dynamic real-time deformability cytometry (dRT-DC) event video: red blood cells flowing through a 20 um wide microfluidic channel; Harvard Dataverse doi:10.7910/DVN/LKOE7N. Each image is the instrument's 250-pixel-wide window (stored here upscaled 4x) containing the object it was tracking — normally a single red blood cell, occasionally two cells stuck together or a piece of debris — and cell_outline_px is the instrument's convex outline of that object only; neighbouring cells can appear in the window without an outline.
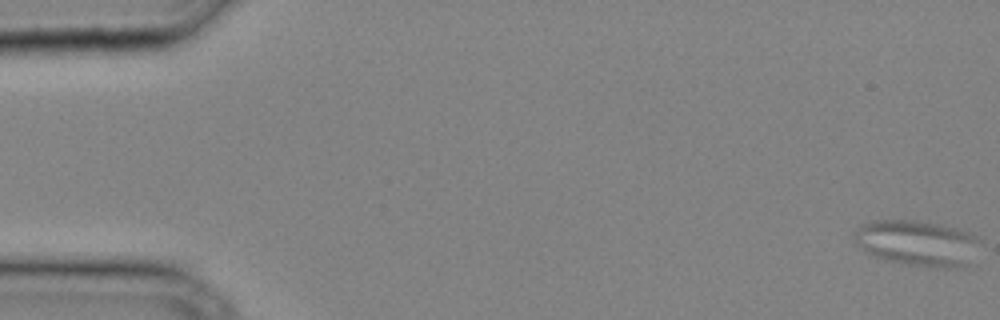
{"species": "common noctule bat (a hibernating species)", "species_latin": "Nyctalus noctula", "temperature_condition": "cold", "stored_images_in_passage": 37, "camera_frame_rate_fps": 3000, "um_per_image_px": 0.085, "animal": {"sex": "male", "body_mass_g": 20.4}, "frame": {"image": 1, "passage_image": 1, "time_ms": 0.0, "image_size_px": [1000, 320], "cell_outline_px": [[980, 240], [968, 264], [964, 268], [936, 268], [908, 264], [888, 260], [872, 256], [856, 244], [852, 232], [860, 224], [872, 220], [916, 220], [956, 228], [972, 232]], "centroid_in_image_um": [77.94, 20.65], "position_along_channel_um": 7.1, "area_um2": 33.7}}
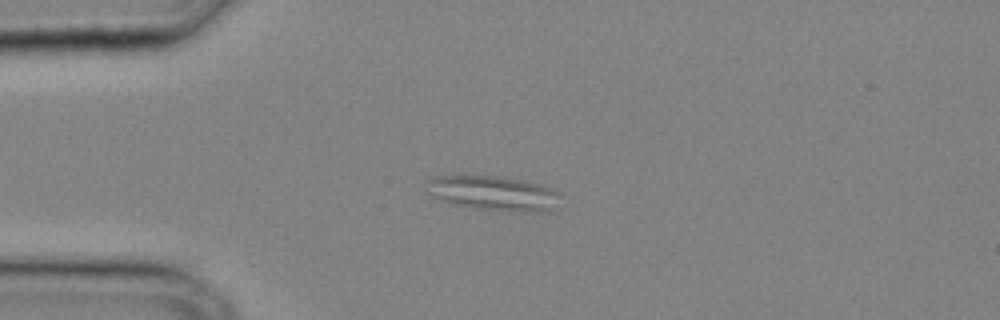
{"frame": {"image": 2, "passage_image": 10, "time_ms": 3.0, "image_size_px": [1000, 320], "cell_outline_px": [[560, 196], [552, 208], [548, 212], [520, 212], [480, 208], [452, 204], [440, 200], [428, 192], [424, 184], [428, 180], [436, 176], [500, 176], [524, 180], [556, 188], [560, 192]], "centroid_in_image_um": [41.97, 16.41], "position_along_channel_um": 43.0, "area_um2": 27.11}}
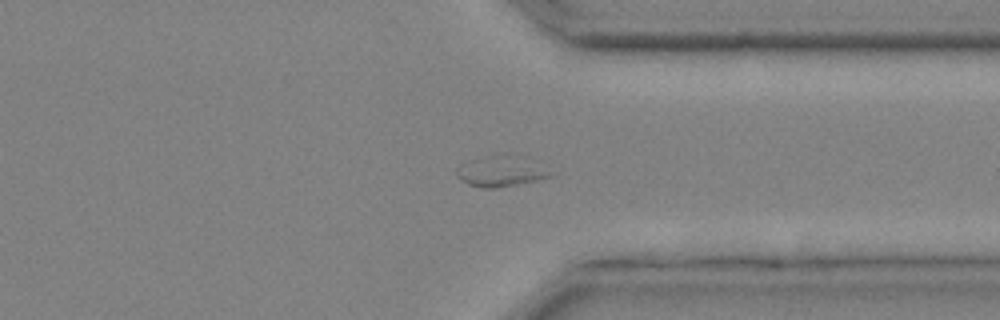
{"frame": {"image": 3, "passage_image": 30, "time_ms": 9.667, "image_size_px": [1000, 320], "cell_outline_px": [[560, 172], [556, 176], [496, 188], [480, 188], [468, 184], [460, 180], [456, 176], [456, 168], [460, 164], [472, 160], [500, 156], [516, 156]], "centroid_in_image_um": [42.64, 14.61], "position_along_channel_um": 368.8, "area_um2": 16.47}}